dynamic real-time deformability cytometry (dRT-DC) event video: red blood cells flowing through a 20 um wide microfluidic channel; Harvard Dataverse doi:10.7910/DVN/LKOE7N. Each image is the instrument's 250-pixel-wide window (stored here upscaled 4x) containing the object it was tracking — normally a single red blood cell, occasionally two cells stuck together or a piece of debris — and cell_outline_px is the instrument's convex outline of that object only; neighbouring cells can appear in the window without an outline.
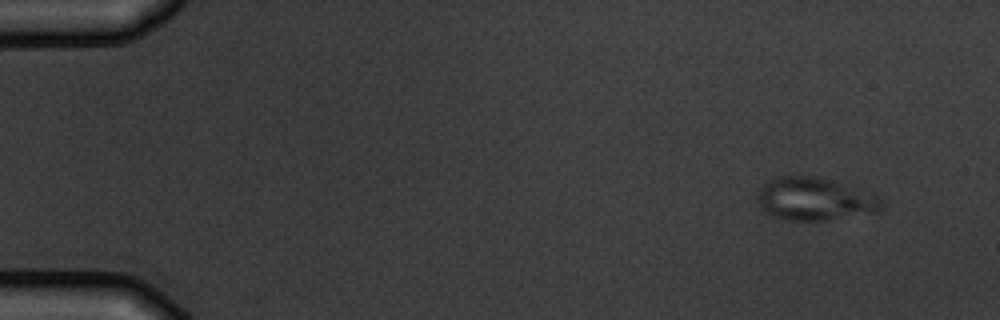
{"species": "common noctule bat (a hibernating species)", "species_latin": "Nyctalus noctula", "temperature_condition": "warm", "stored_images_in_passage": 8, "camera_frame_rate_fps": 3000, "um_per_image_px": 0.085, "animal": {"sex": "male", "body_mass_g": 19.5, "forearm_length_mm": 54.6}, "frame": {"image": 1, "passage_image": 1, "time_ms": 0.0, "image_size_px": [1000, 320], "cell_outline_px": [[884, 208], [880, 212], [828, 220], [784, 220], [772, 216], [764, 212], [756, 204], [756, 192], [768, 180], [776, 176], [816, 176], [880, 196], [884, 204]], "centroid_in_image_um": [69.21, 16.94], "position_along_channel_um": 15.8, "area_um2": 31.39}}